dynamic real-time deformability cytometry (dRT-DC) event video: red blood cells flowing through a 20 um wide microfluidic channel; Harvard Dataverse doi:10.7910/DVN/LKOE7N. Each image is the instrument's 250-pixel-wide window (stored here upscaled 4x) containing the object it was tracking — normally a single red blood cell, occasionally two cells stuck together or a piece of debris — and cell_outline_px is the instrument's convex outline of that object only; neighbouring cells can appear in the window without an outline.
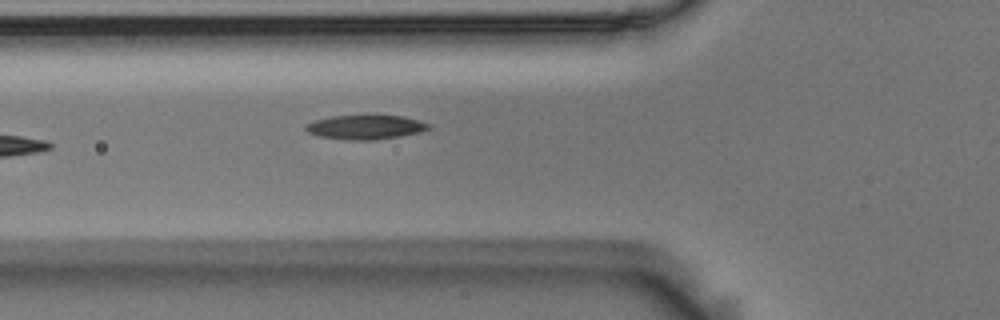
{"species": "Egyptian fruit bat (a non-hibernating species)", "species_latin": "Rousettus aegyptiacus", "temperature_condition": "room temperature", "stored_images_in_passage": 5, "camera_frame_rate_fps": 3000, "um_per_image_px": 0.085, "animal": {"sex": "male"}, "frame": {"image": 1, "passage_image": 5, "time_ms": 1.333, "image_size_px": [1000, 320], "cell_outline_px": [[432, 128], [420, 132], [400, 136], [372, 140], [352, 140], [316, 136], [308, 132], [304, 128], [304, 124], [328, 116], [376, 112], [404, 116], [420, 120], [432, 124]], "centroid_in_image_um": [31.1, 10.74], "position_along_channel_um": 94.7, "area_um2": 18.55}}